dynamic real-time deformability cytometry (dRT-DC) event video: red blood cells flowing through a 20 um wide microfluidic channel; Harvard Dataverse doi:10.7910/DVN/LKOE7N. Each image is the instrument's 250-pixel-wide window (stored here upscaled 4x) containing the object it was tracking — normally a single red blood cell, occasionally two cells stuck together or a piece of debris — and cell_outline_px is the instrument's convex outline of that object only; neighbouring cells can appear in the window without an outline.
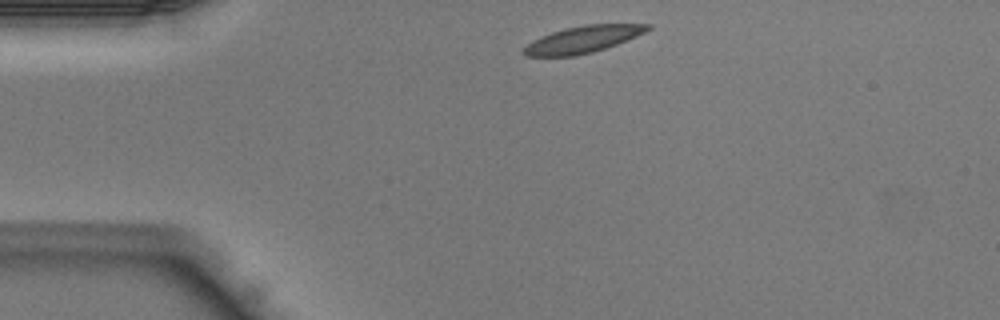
{"species": "Egyptian fruit bat (a non-hibernating species)", "species_latin": "Rousettus aegyptiacus", "temperature_condition": "warm", "stored_images_in_passage": 35, "camera_frame_rate_fps": 3000, "um_per_image_px": 0.085, "animal": {"sex": "male"}, "frame": {"image": 1, "passage_image": 1, "time_ms": 0.0, "image_size_px": [1000, 320], "cell_outline_px": [[652, 28], [636, 36], [616, 44], [592, 52], [576, 56], [524, 56], [520, 52], [532, 40], [552, 32], [564, 28], [584, 24], [652, 24]], "centroid_in_image_um": [49.51, 3.35], "position_along_channel_um": 35.5, "area_um2": 19.31}}
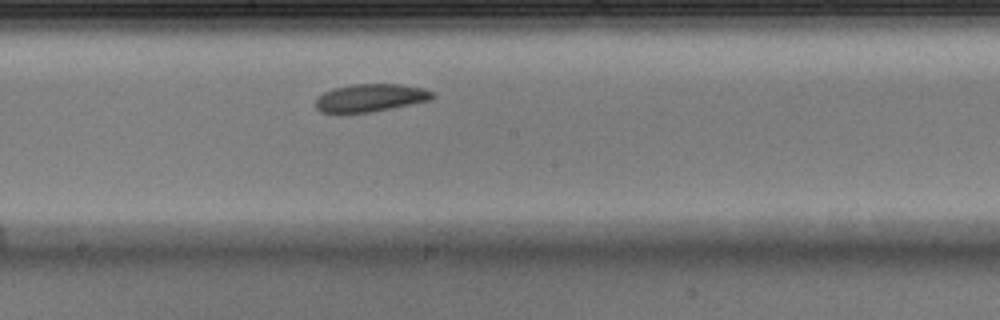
{"frame": {"image": 2, "passage_image": 15, "time_ms": 4.667, "image_size_px": [1000, 320], "cell_outline_px": [[436, 96], [432, 100], [372, 112], [336, 116], [320, 112], [316, 108], [316, 100], [324, 92], [332, 88], [352, 84], [400, 84], [424, 88], [436, 92]], "centroid_in_image_um": [31.47, 8.35], "position_along_channel_um": 216.7, "area_um2": 19.77}}
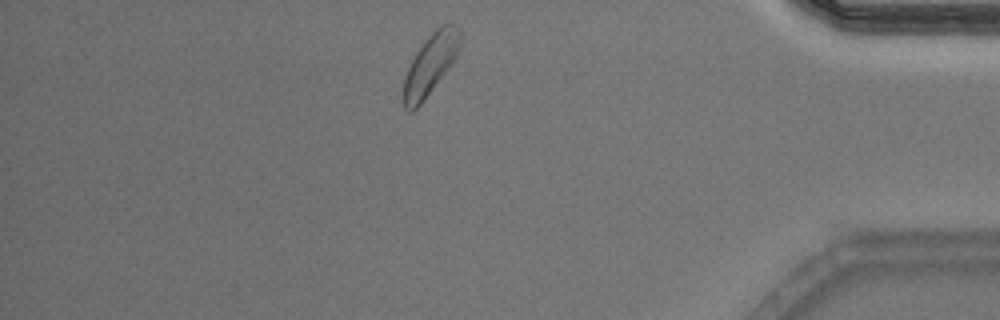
{"frame": {"image": 3, "passage_image": 29, "time_ms": 9.333, "image_size_px": [1000, 320], "cell_outline_px": [[460, 48], [456, 56], [448, 68], [420, 104], [412, 112], [408, 112], [404, 108], [400, 96], [400, 92], [404, 76], [416, 52], [424, 40], [440, 24], [448, 24], [460, 28]], "centroid_in_image_um": [36.51, 5.51], "position_along_channel_um": 398.7, "area_um2": 20.11}}